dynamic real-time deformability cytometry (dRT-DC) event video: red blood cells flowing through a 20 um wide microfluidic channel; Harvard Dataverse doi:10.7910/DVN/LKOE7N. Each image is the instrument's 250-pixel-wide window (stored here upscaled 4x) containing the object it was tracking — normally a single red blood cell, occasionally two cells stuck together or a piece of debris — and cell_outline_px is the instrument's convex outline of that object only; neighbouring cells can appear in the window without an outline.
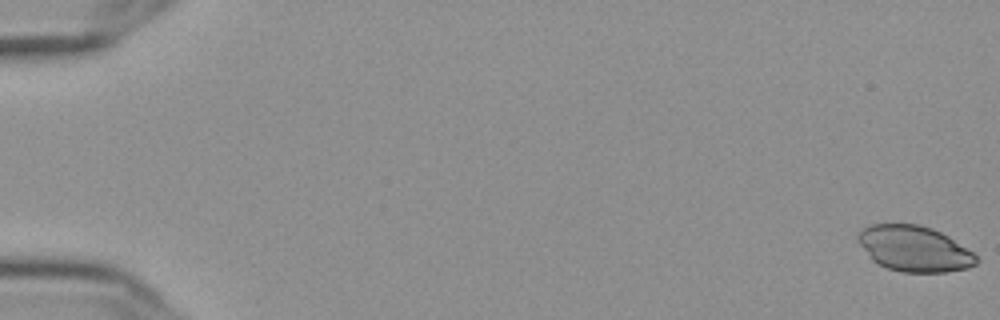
{"species": "Egyptian fruit bat (a non-hibernating species)", "species_latin": "Rousettus aegyptiacus", "temperature_condition": "cold", "stored_images_in_passage": 57, "camera_frame_rate_fps": 3000, "um_per_image_px": 0.085, "frame": {"image": 1, "passage_image": 1, "time_ms": 0.0, "image_size_px": [1000, 320], "cell_outline_px": [[980, 260], [976, 264], [968, 268], [944, 272], [900, 272], [888, 268], [872, 260], [856, 240], [856, 236], [864, 228], [872, 224], [920, 224], [932, 228], [948, 236], [972, 252]], "centroid_in_image_um": [77.71, 21.14], "position_along_channel_um": 7.3, "area_um2": 31.39}}
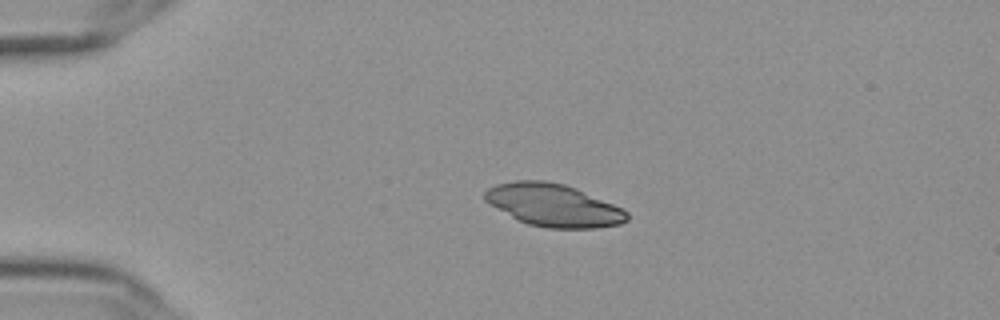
{"frame": {"image": 2, "passage_image": 14, "time_ms": 4.333, "image_size_px": [1000, 320], "cell_outline_px": [[628, 220], [620, 224], [596, 228], [548, 228], [528, 224], [516, 220], [484, 200], [484, 192], [488, 188], [496, 184], [516, 180], [544, 180], [564, 184], [576, 188], [624, 208], [628, 212]], "centroid_in_image_um": [47.05, 17.44], "position_along_channel_um": 37.9, "area_um2": 35.43}}